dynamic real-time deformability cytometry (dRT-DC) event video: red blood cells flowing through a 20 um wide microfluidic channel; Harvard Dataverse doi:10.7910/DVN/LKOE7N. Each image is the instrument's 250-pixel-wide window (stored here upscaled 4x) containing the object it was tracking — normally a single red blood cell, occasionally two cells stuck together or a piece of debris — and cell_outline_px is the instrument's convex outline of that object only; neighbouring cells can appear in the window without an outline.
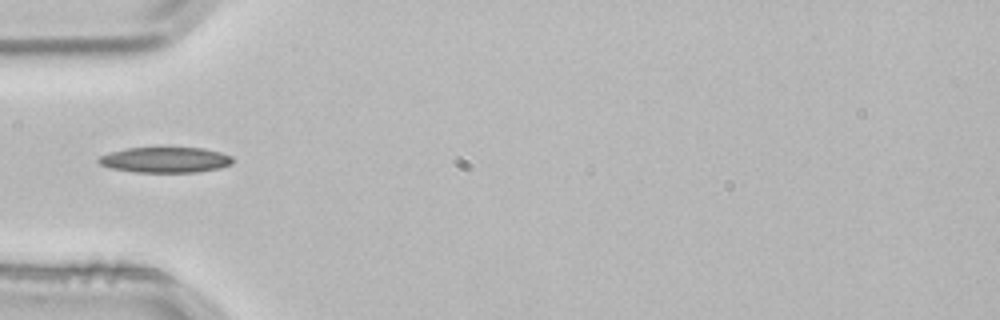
{"species": "common noctule bat (a hibernating species)", "species_latin": "Nyctalus noctula", "temperature_condition": "room temperature", "stored_images_in_passage": 4, "camera_frame_rate_fps": 3000, "um_per_image_px": 0.085, "animal": {"sex": "male", "body_mass_g": 21.5, "forearm_length_mm": 52.0}, "frame": {"image": 1, "passage_image": 4, "time_ms": 1.0, "image_size_px": [1000, 320], "cell_outline_px": [[232, 164], [220, 168], [196, 172], [136, 172], [108, 168], [100, 164], [96, 160], [100, 156], [108, 152], [128, 148], [204, 148], [220, 152], [232, 156]], "centroid_in_image_um": [14.02, 13.59], "position_along_channel_um": 71.0, "area_um2": 20.0}}